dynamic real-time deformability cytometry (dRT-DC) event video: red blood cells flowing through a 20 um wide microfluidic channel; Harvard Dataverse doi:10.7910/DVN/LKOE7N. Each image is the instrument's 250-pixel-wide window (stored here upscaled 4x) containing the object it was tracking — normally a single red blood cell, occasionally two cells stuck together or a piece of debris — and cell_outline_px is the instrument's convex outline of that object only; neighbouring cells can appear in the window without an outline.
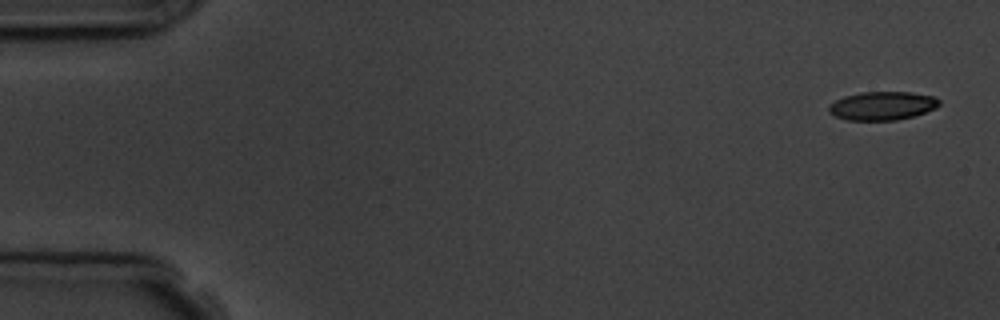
{"species": "common noctule bat (a hibernating species)", "species_latin": "Nyctalus noctula", "temperature_condition": "room temperature", "stored_images_in_passage": 5, "camera_frame_rate_fps": 3000, "um_per_image_px": 0.085, "animal": {"sex": "male", "body_mass_g": 19.5, "forearm_length_mm": 54.6}, "frame": {"image": 1, "passage_image": 1, "time_ms": 0.0, "image_size_px": [1000, 320], "cell_outline_px": [[940, 104], [936, 108], [912, 116], [896, 120], [848, 120], [836, 116], [828, 112], [828, 104], [844, 96], [860, 92], [912, 92], [932, 96], [940, 100]], "centroid_in_image_um": [74.97, 8.98], "position_along_channel_um": 10.0, "area_um2": 18.32}}
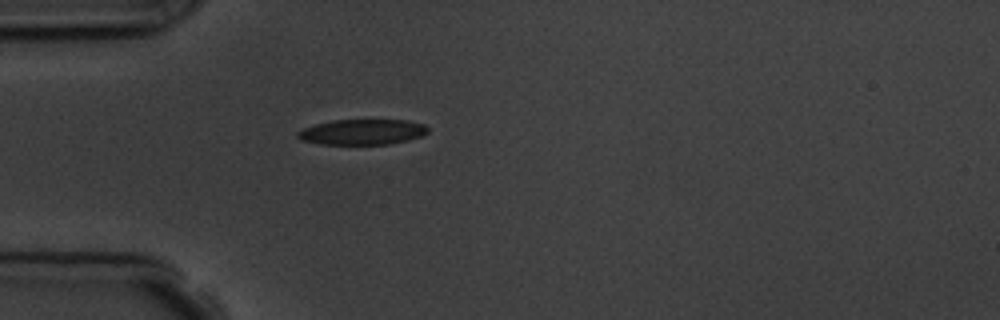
{"frame": {"image": 2, "passage_image": 5, "time_ms": 4.667, "image_size_px": [1000, 320], "cell_outline_px": [[428, 132], [420, 136], [408, 140], [388, 144], [320, 144], [300, 140], [296, 136], [296, 132], [304, 128], [316, 124], [332, 120], [408, 120], [424, 124], [428, 128]], "centroid_in_image_um": [30.77, 11.21], "position_along_channel_um": 54.2, "area_um2": 19.31}}